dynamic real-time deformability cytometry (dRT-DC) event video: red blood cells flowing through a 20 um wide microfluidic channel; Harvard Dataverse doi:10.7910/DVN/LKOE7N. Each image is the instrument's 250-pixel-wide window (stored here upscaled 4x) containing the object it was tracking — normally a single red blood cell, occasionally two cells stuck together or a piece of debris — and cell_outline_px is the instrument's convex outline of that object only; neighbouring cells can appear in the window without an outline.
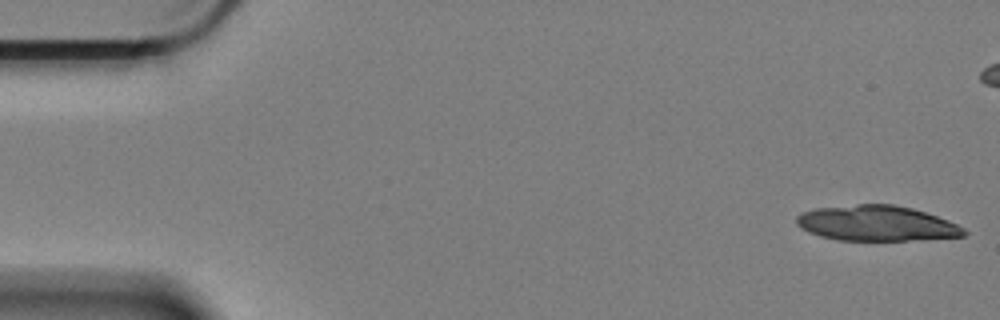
{"species": "Egyptian fruit bat (a non-hibernating species)", "species_latin": "Rousettus aegyptiacus", "temperature_condition": "cold", "stored_images_in_passage": 12, "camera_frame_rate_fps": 3000, "um_per_image_px": 0.085, "animal": {"sex": "female"}, "frame": {"image": 1, "passage_image": 1, "time_ms": 0.0, "image_size_px": [1000, 320], "cell_outline_px": [[968, 232], [964, 236], [908, 240], [836, 240], [820, 236], [808, 232], [800, 228], [796, 224], [796, 216], [804, 212], [816, 208], [856, 204], [896, 204], [912, 208], [948, 220], [964, 228]], "centroid_in_image_um": [74.48, 18.98], "position_along_channel_um": 10.5, "area_um2": 34.45}}